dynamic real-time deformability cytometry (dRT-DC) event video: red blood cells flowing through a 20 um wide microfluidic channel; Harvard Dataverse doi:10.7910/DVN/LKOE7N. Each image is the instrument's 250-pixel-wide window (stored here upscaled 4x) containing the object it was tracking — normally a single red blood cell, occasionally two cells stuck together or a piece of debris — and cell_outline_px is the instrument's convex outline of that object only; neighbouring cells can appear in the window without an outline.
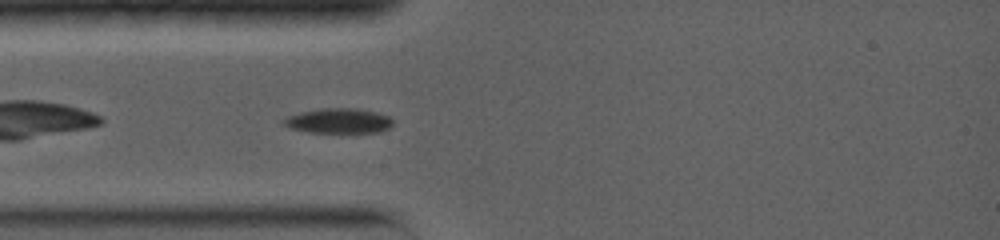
{"species": "common noctule bat (a hibernating species)", "species_latin": "Nyctalus noctula", "temperature_condition": "warm", "stored_images_in_passage": 31, "camera_frame_rate_fps": 5000, "um_per_image_px": 0.085, "animal": {"sex": "female", "body_mass_g": 19.0, "forearm_length_mm": 56.7}, "frame": {"image": 1, "passage_image": 3, "time_ms": 1.0, "image_size_px": [1000, 240], "cell_outline_px": [[392, 124], [388, 128], [380, 132], [308, 132], [288, 128], [284, 124], [284, 120], [288, 116], [300, 112], [320, 108], [356, 108], [376, 112], [388, 116], [392, 120]], "centroid_in_image_um": [28.77, 10.26], "position_along_channel_um": 56.2, "area_um2": 15.78}}
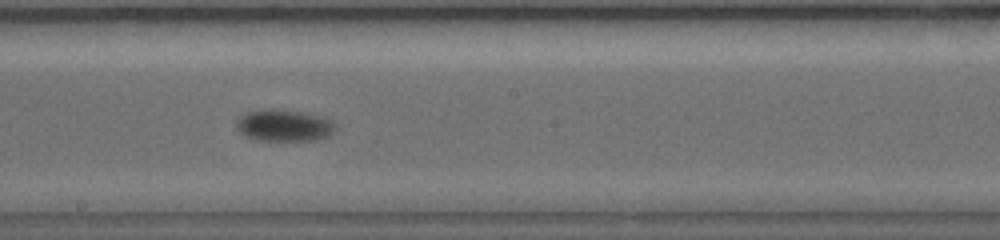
{"frame": {"image": 2, "passage_image": 11, "time_ms": 5.4, "image_size_px": [1000, 240], "cell_outline_px": [[336, 128], [328, 136], [316, 140], [256, 140], [244, 136], [236, 128], [236, 120], [240, 116], [248, 112], [264, 108], [308, 112], [324, 116], [332, 120]], "centroid_in_image_um": [24.14, 10.65], "position_along_channel_um": 224.1, "area_um2": 18.61}}
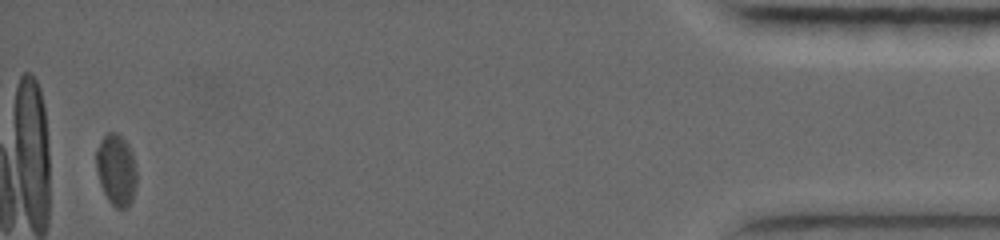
{"frame": {"image": 3, "passage_image": 28, "time_ms": 13.6, "image_size_px": [1000, 240], "cell_outline_px": [[136, 188], [132, 200], [124, 208], [116, 208], [108, 200], [100, 184], [96, 168], [96, 152], [104, 136], [108, 132], [116, 132], [128, 144], [132, 152], [136, 164]], "centroid_in_image_um": [9.9, 14.44], "position_along_channel_um": 425.3, "area_um2": 16.76}, "authors_computed_cell_mechanics": {"area_um2": 16.9932, "velocity_mm_per_s": 3.82, "shape_relaxation_time_tau1_ms": 1.7582, "shape_relaxation_time_tau2_ms": null, "deformation_change_tau1": 0.0974, "deformation_change_tau2": null}}